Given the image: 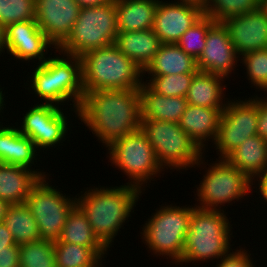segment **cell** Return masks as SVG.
Segmentation results:
<instances>
[{
  "instance_id": "obj_1",
  "label": "cell",
  "mask_w": 267,
  "mask_h": 267,
  "mask_svg": "<svg viewBox=\"0 0 267 267\" xmlns=\"http://www.w3.org/2000/svg\"><path fill=\"white\" fill-rule=\"evenodd\" d=\"M77 119L106 149L117 139L141 129L139 89L86 93Z\"/></svg>"
},
{
  "instance_id": "obj_2",
  "label": "cell",
  "mask_w": 267,
  "mask_h": 267,
  "mask_svg": "<svg viewBox=\"0 0 267 267\" xmlns=\"http://www.w3.org/2000/svg\"><path fill=\"white\" fill-rule=\"evenodd\" d=\"M84 190L75 195L76 204L86 214L95 235L111 251L115 238L132 214H136L134 209L146 192L126 183L106 187L98 185Z\"/></svg>"
},
{
  "instance_id": "obj_3",
  "label": "cell",
  "mask_w": 267,
  "mask_h": 267,
  "mask_svg": "<svg viewBox=\"0 0 267 267\" xmlns=\"http://www.w3.org/2000/svg\"><path fill=\"white\" fill-rule=\"evenodd\" d=\"M226 215L229 216L226 209L222 211L194 207L185 237L183 254L175 266H183L184 263L186 265L192 263L193 266L198 262L201 264L209 261L214 264L213 260L218 261L235 248L233 247L235 244H231L236 237L233 236V224Z\"/></svg>"
},
{
  "instance_id": "obj_4",
  "label": "cell",
  "mask_w": 267,
  "mask_h": 267,
  "mask_svg": "<svg viewBox=\"0 0 267 267\" xmlns=\"http://www.w3.org/2000/svg\"><path fill=\"white\" fill-rule=\"evenodd\" d=\"M84 94L98 90L140 89L143 71L112 44L81 56Z\"/></svg>"
},
{
  "instance_id": "obj_5",
  "label": "cell",
  "mask_w": 267,
  "mask_h": 267,
  "mask_svg": "<svg viewBox=\"0 0 267 267\" xmlns=\"http://www.w3.org/2000/svg\"><path fill=\"white\" fill-rule=\"evenodd\" d=\"M206 157L209 156L203 155L193 167L195 170L198 168H201L200 171L205 170L202 171L203 179L199 185H195L197 189L193 191L196 192L194 197L197 196L195 207L224 211L226 205L228 207L236 201L241 202L245 197L248 200L252 193V181L226 159L216 158V161L208 164Z\"/></svg>"
},
{
  "instance_id": "obj_6",
  "label": "cell",
  "mask_w": 267,
  "mask_h": 267,
  "mask_svg": "<svg viewBox=\"0 0 267 267\" xmlns=\"http://www.w3.org/2000/svg\"><path fill=\"white\" fill-rule=\"evenodd\" d=\"M154 209L141 225L140 239L156 258L171 260L176 264L182 257L185 237L189 229L191 214L195 205L179 206L165 203Z\"/></svg>"
},
{
  "instance_id": "obj_7",
  "label": "cell",
  "mask_w": 267,
  "mask_h": 267,
  "mask_svg": "<svg viewBox=\"0 0 267 267\" xmlns=\"http://www.w3.org/2000/svg\"><path fill=\"white\" fill-rule=\"evenodd\" d=\"M141 130L152 145L158 163L165 172L192 169L205 152L179 126V123L142 119Z\"/></svg>"
},
{
  "instance_id": "obj_8",
  "label": "cell",
  "mask_w": 267,
  "mask_h": 267,
  "mask_svg": "<svg viewBox=\"0 0 267 267\" xmlns=\"http://www.w3.org/2000/svg\"><path fill=\"white\" fill-rule=\"evenodd\" d=\"M106 152L111 166L123 172L126 180L129 179L126 184L136 186L143 192L148 190L147 187L150 189L151 181H157L156 178L161 174L163 177L165 173L141 129L117 139L106 148Z\"/></svg>"
},
{
  "instance_id": "obj_9",
  "label": "cell",
  "mask_w": 267,
  "mask_h": 267,
  "mask_svg": "<svg viewBox=\"0 0 267 267\" xmlns=\"http://www.w3.org/2000/svg\"><path fill=\"white\" fill-rule=\"evenodd\" d=\"M117 33L115 0L101 6L81 8L70 35L57 50L81 57L90 50L114 44Z\"/></svg>"
},
{
  "instance_id": "obj_10",
  "label": "cell",
  "mask_w": 267,
  "mask_h": 267,
  "mask_svg": "<svg viewBox=\"0 0 267 267\" xmlns=\"http://www.w3.org/2000/svg\"><path fill=\"white\" fill-rule=\"evenodd\" d=\"M49 177L51 175L40 179L32 188L25 204L38 224L41 240L56 242L68 214L76 205V196L62 193L61 188L57 189L58 186L50 183L53 179Z\"/></svg>"
},
{
  "instance_id": "obj_11",
  "label": "cell",
  "mask_w": 267,
  "mask_h": 267,
  "mask_svg": "<svg viewBox=\"0 0 267 267\" xmlns=\"http://www.w3.org/2000/svg\"><path fill=\"white\" fill-rule=\"evenodd\" d=\"M28 109L22 113L21 123L15 122L19 131L35 144L39 152H43L45 155L48 153L47 151L54 150V148L57 150L62 148L59 146H62V143L66 142V139H69L73 133L70 131L72 115L71 113L67 114L68 107L62 108L50 103L35 102Z\"/></svg>"
},
{
  "instance_id": "obj_12",
  "label": "cell",
  "mask_w": 267,
  "mask_h": 267,
  "mask_svg": "<svg viewBox=\"0 0 267 267\" xmlns=\"http://www.w3.org/2000/svg\"><path fill=\"white\" fill-rule=\"evenodd\" d=\"M239 98L230 97L221 113L218 134L211 146L217 150L218 159H225L247 138L257 135L258 95Z\"/></svg>"
},
{
  "instance_id": "obj_13",
  "label": "cell",
  "mask_w": 267,
  "mask_h": 267,
  "mask_svg": "<svg viewBox=\"0 0 267 267\" xmlns=\"http://www.w3.org/2000/svg\"><path fill=\"white\" fill-rule=\"evenodd\" d=\"M59 54H57V53ZM51 56V77L54 82V105L69 110L78 118V110L84 97L81 57L64 54L55 49ZM72 102V103H71Z\"/></svg>"
},
{
  "instance_id": "obj_14",
  "label": "cell",
  "mask_w": 267,
  "mask_h": 267,
  "mask_svg": "<svg viewBox=\"0 0 267 267\" xmlns=\"http://www.w3.org/2000/svg\"><path fill=\"white\" fill-rule=\"evenodd\" d=\"M6 53L9 61L41 64L45 62L46 56L56 47L47 39L35 20L11 23L6 26L5 33ZM49 49V50H48ZM11 59V60H10ZM35 59V60H34ZM18 60V61H17Z\"/></svg>"
},
{
  "instance_id": "obj_15",
  "label": "cell",
  "mask_w": 267,
  "mask_h": 267,
  "mask_svg": "<svg viewBox=\"0 0 267 267\" xmlns=\"http://www.w3.org/2000/svg\"><path fill=\"white\" fill-rule=\"evenodd\" d=\"M240 57L229 38L228 30L222 22H215L207 31L205 48L197 59L200 72L218 74L232 78Z\"/></svg>"
},
{
  "instance_id": "obj_16",
  "label": "cell",
  "mask_w": 267,
  "mask_h": 267,
  "mask_svg": "<svg viewBox=\"0 0 267 267\" xmlns=\"http://www.w3.org/2000/svg\"><path fill=\"white\" fill-rule=\"evenodd\" d=\"M80 10L75 0H35V21L57 49L70 35Z\"/></svg>"
},
{
  "instance_id": "obj_17",
  "label": "cell",
  "mask_w": 267,
  "mask_h": 267,
  "mask_svg": "<svg viewBox=\"0 0 267 267\" xmlns=\"http://www.w3.org/2000/svg\"><path fill=\"white\" fill-rule=\"evenodd\" d=\"M203 15V10L196 6L172 0H159L155 10L153 31L162 44H176Z\"/></svg>"
},
{
  "instance_id": "obj_18",
  "label": "cell",
  "mask_w": 267,
  "mask_h": 267,
  "mask_svg": "<svg viewBox=\"0 0 267 267\" xmlns=\"http://www.w3.org/2000/svg\"><path fill=\"white\" fill-rule=\"evenodd\" d=\"M222 23L239 57L267 48V15L260 8L232 16Z\"/></svg>"
},
{
  "instance_id": "obj_19",
  "label": "cell",
  "mask_w": 267,
  "mask_h": 267,
  "mask_svg": "<svg viewBox=\"0 0 267 267\" xmlns=\"http://www.w3.org/2000/svg\"><path fill=\"white\" fill-rule=\"evenodd\" d=\"M224 108H208L188 104L179 126L206 153L218 134L219 121ZM209 142H211L209 144ZM209 144V146H208Z\"/></svg>"
},
{
  "instance_id": "obj_20",
  "label": "cell",
  "mask_w": 267,
  "mask_h": 267,
  "mask_svg": "<svg viewBox=\"0 0 267 267\" xmlns=\"http://www.w3.org/2000/svg\"><path fill=\"white\" fill-rule=\"evenodd\" d=\"M227 80L229 81L218 74L198 71L191 81L186 96L188 104L208 108H225L230 98L226 95V86L229 85L225 84Z\"/></svg>"
},
{
  "instance_id": "obj_21",
  "label": "cell",
  "mask_w": 267,
  "mask_h": 267,
  "mask_svg": "<svg viewBox=\"0 0 267 267\" xmlns=\"http://www.w3.org/2000/svg\"><path fill=\"white\" fill-rule=\"evenodd\" d=\"M41 178L32 169L0 163V198L10 205L24 204Z\"/></svg>"
},
{
  "instance_id": "obj_22",
  "label": "cell",
  "mask_w": 267,
  "mask_h": 267,
  "mask_svg": "<svg viewBox=\"0 0 267 267\" xmlns=\"http://www.w3.org/2000/svg\"><path fill=\"white\" fill-rule=\"evenodd\" d=\"M162 43L153 29L118 32L114 45L142 71L152 61Z\"/></svg>"
},
{
  "instance_id": "obj_23",
  "label": "cell",
  "mask_w": 267,
  "mask_h": 267,
  "mask_svg": "<svg viewBox=\"0 0 267 267\" xmlns=\"http://www.w3.org/2000/svg\"><path fill=\"white\" fill-rule=\"evenodd\" d=\"M141 119L179 123L188 105L186 97H167L154 92L145 82L139 89Z\"/></svg>"
},
{
  "instance_id": "obj_24",
  "label": "cell",
  "mask_w": 267,
  "mask_h": 267,
  "mask_svg": "<svg viewBox=\"0 0 267 267\" xmlns=\"http://www.w3.org/2000/svg\"><path fill=\"white\" fill-rule=\"evenodd\" d=\"M198 71L197 60L186 54L177 44H161L152 61L143 70V78L147 76L196 74Z\"/></svg>"
},
{
  "instance_id": "obj_25",
  "label": "cell",
  "mask_w": 267,
  "mask_h": 267,
  "mask_svg": "<svg viewBox=\"0 0 267 267\" xmlns=\"http://www.w3.org/2000/svg\"><path fill=\"white\" fill-rule=\"evenodd\" d=\"M225 159L253 181L267 170V141L259 135H253Z\"/></svg>"
},
{
  "instance_id": "obj_26",
  "label": "cell",
  "mask_w": 267,
  "mask_h": 267,
  "mask_svg": "<svg viewBox=\"0 0 267 267\" xmlns=\"http://www.w3.org/2000/svg\"><path fill=\"white\" fill-rule=\"evenodd\" d=\"M56 242L90 247L103 260L109 255V249L95 235L86 214L77 204L68 214L59 240Z\"/></svg>"
},
{
  "instance_id": "obj_27",
  "label": "cell",
  "mask_w": 267,
  "mask_h": 267,
  "mask_svg": "<svg viewBox=\"0 0 267 267\" xmlns=\"http://www.w3.org/2000/svg\"><path fill=\"white\" fill-rule=\"evenodd\" d=\"M159 0H115L118 32L153 29Z\"/></svg>"
},
{
  "instance_id": "obj_28",
  "label": "cell",
  "mask_w": 267,
  "mask_h": 267,
  "mask_svg": "<svg viewBox=\"0 0 267 267\" xmlns=\"http://www.w3.org/2000/svg\"><path fill=\"white\" fill-rule=\"evenodd\" d=\"M3 223L17 245L41 240L38 224L25 203L10 205Z\"/></svg>"
},
{
  "instance_id": "obj_29",
  "label": "cell",
  "mask_w": 267,
  "mask_h": 267,
  "mask_svg": "<svg viewBox=\"0 0 267 267\" xmlns=\"http://www.w3.org/2000/svg\"><path fill=\"white\" fill-rule=\"evenodd\" d=\"M57 267H96L104 261L92 248L65 242H54Z\"/></svg>"
},
{
  "instance_id": "obj_30",
  "label": "cell",
  "mask_w": 267,
  "mask_h": 267,
  "mask_svg": "<svg viewBox=\"0 0 267 267\" xmlns=\"http://www.w3.org/2000/svg\"><path fill=\"white\" fill-rule=\"evenodd\" d=\"M53 52L50 51L48 54V59L41 64L31 65L33 68V72L30 70L27 74L28 78H26L25 89L30 92L29 94H34L36 98H38V103H50L54 104V82L53 77H51V57ZM29 79V80H28ZM28 82V83H27Z\"/></svg>"
},
{
  "instance_id": "obj_31",
  "label": "cell",
  "mask_w": 267,
  "mask_h": 267,
  "mask_svg": "<svg viewBox=\"0 0 267 267\" xmlns=\"http://www.w3.org/2000/svg\"><path fill=\"white\" fill-rule=\"evenodd\" d=\"M19 267H57L54 242L38 240L19 245Z\"/></svg>"
},
{
  "instance_id": "obj_32",
  "label": "cell",
  "mask_w": 267,
  "mask_h": 267,
  "mask_svg": "<svg viewBox=\"0 0 267 267\" xmlns=\"http://www.w3.org/2000/svg\"><path fill=\"white\" fill-rule=\"evenodd\" d=\"M39 153L40 152L36 149L35 144L27 136L23 135L19 131V128L16 127V125L14 126L13 123L12 165L32 169L36 171L42 178L48 177L51 174H46L44 170H41V166L37 165L39 169H35L36 164H38L39 161L40 163L42 162L40 159L42 158L41 156H43V154L39 155Z\"/></svg>"
},
{
  "instance_id": "obj_33",
  "label": "cell",
  "mask_w": 267,
  "mask_h": 267,
  "mask_svg": "<svg viewBox=\"0 0 267 267\" xmlns=\"http://www.w3.org/2000/svg\"><path fill=\"white\" fill-rule=\"evenodd\" d=\"M245 68V75L251 88L256 92L264 91L267 95V48L246 53L240 57V64ZM254 86V87H253ZM258 91H257V90Z\"/></svg>"
},
{
  "instance_id": "obj_34",
  "label": "cell",
  "mask_w": 267,
  "mask_h": 267,
  "mask_svg": "<svg viewBox=\"0 0 267 267\" xmlns=\"http://www.w3.org/2000/svg\"><path fill=\"white\" fill-rule=\"evenodd\" d=\"M260 8V0H208L203 14L215 22L242 15Z\"/></svg>"
},
{
  "instance_id": "obj_35",
  "label": "cell",
  "mask_w": 267,
  "mask_h": 267,
  "mask_svg": "<svg viewBox=\"0 0 267 267\" xmlns=\"http://www.w3.org/2000/svg\"><path fill=\"white\" fill-rule=\"evenodd\" d=\"M194 75L195 74L148 76L147 78H143V82L159 95L167 97H186Z\"/></svg>"
},
{
  "instance_id": "obj_36",
  "label": "cell",
  "mask_w": 267,
  "mask_h": 267,
  "mask_svg": "<svg viewBox=\"0 0 267 267\" xmlns=\"http://www.w3.org/2000/svg\"><path fill=\"white\" fill-rule=\"evenodd\" d=\"M214 23L211 17L203 15L180 37L176 44L186 54L197 60L205 48L207 31Z\"/></svg>"
},
{
  "instance_id": "obj_37",
  "label": "cell",
  "mask_w": 267,
  "mask_h": 267,
  "mask_svg": "<svg viewBox=\"0 0 267 267\" xmlns=\"http://www.w3.org/2000/svg\"><path fill=\"white\" fill-rule=\"evenodd\" d=\"M35 20V0H0V23Z\"/></svg>"
},
{
  "instance_id": "obj_38",
  "label": "cell",
  "mask_w": 267,
  "mask_h": 267,
  "mask_svg": "<svg viewBox=\"0 0 267 267\" xmlns=\"http://www.w3.org/2000/svg\"><path fill=\"white\" fill-rule=\"evenodd\" d=\"M245 248V246L241 247L239 245L236 249H232L227 255L221 257L220 260L215 261L216 267H257L253 260V253H250Z\"/></svg>"
},
{
  "instance_id": "obj_39",
  "label": "cell",
  "mask_w": 267,
  "mask_h": 267,
  "mask_svg": "<svg viewBox=\"0 0 267 267\" xmlns=\"http://www.w3.org/2000/svg\"><path fill=\"white\" fill-rule=\"evenodd\" d=\"M8 124L0 127V163L12 165L13 124Z\"/></svg>"
},
{
  "instance_id": "obj_40",
  "label": "cell",
  "mask_w": 267,
  "mask_h": 267,
  "mask_svg": "<svg viewBox=\"0 0 267 267\" xmlns=\"http://www.w3.org/2000/svg\"><path fill=\"white\" fill-rule=\"evenodd\" d=\"M257 135L267 141V95H258Z\"/></svg>"
},
{
  "instance_id": "obj_41",
  "label": "cell",
  "mask_w": 267,
  "mask_h": 267,
  "mask_svg": "<svg viewBox=\"0 0 267 267\" xmlns=\"http://www.w3.org/2000/svg\"><path fill=\"white\" fill-rule=\"evenodd\" d=\"M0 267H19V246H8V251H0Z\"/></svg>"
},
{
  "instance_id": "obj_42",
  "label": "cell",
  "mask_w": 267,
  "mask_h": 267,
  "mask_svg": "<svg viewBox=\"0 0 267 267\" xmlns=\"http://www.w3.org/2000/svg\"><path fill=\"white\" fill-rule=\"evenodd\" d=\"M254 189V190H253ZM258 191V192H257ZM256 192L258 195H260L258 198H260L258 201L262 202L263 205L267 203V170L264 174H261L257 176L252 181V193ZM263 199V200H262ZM261 200V201H260ZM267 205V204H266Z\"/></svg>"
},
{
  "instance_id": "obj_43",
  "label": "cell",
  "mask_w": 267,
  "mask_h": 267,
  "mask_svg": "<svg viewBox=\"0 0 267 267\" xmlns=\"http://www.w3.org/2000/svg\"><path fill=\"white\" fill-rule=\"evenodd\" d=\"M8 246H19L15 243L6 225L0 223V251H8Z\"/></svg>"
},
{
  "instance_id": "obj_44",
  "label": "cell",
  "mask_w": 267,
  "mask_h": 267,
  "mask_svg": "<svg viewBox=\"0 0 267 267\" xmlns=\"http://www.w3.org/2000/svg\"><path fill=\"white\" fill-rule=\"evenodd\" d=\"M81 8L96 7L107 4L111 0H75Z\"/></svg>"
},
{
  "instance_id": "obj_45",
  "label": "cell",
  "mask_w": 267,
  "mask_h": 267,
  "mask_svg": "<svg viewBox=\"0 0 267 267\" xmlns=\"http://www.w3.org/2000/svg\"><path fill=\"white\" fill-rule=\"evenodd\" d=\"M173 2H178L182 4H190L204 11V9L207 6L208 0H174Z\"/></svg>"
},
{
  "instance_id": "obj_46",
  "label": "cell",
  "mask_w": 267,
  "mask_h": 267,
  "mask_svg": "<svg viewBox=\"0 0 267 267\" xmlns=\"http://www.w3.org/2000/svg\"><path fill=\"white\" fill-rule=\"evenodd\" d=\"M5 33L6 27L0 23V56L4 58L6 51V43H5ZM3 53V54H2Z\"/></svg>"
},
{
  "instance_id": "obj_47",
  "label": "cell",
  "mask_w": 267,
  "mask_h": 267,
  "mask_svg": "<svg viewBox=\"0 0 267 267\" xmlns=\"http://www.w3.org/2000/svg\"><path fill=\"white\" fill-rule=\"evenodd\" d=\"M9 206L10 204L7 201L2 200L0 198V223L4 221V218L6 216V212Z\"/></svg>"
},
{
  "instance_id": "obj_48",
  "label": "cell",
  "mask_w": 267,
  "mask_h": 267,
  "mask_svg": "<svg viewBox=\"0 0 267 267\" xmlns=\"http://www.w3.org/2000/svg\"><path fill=\"white\" fill-rule=\"evenodd\" d=\"M2 86L0 85V115H2V114H4V110L3 109H6V104H5V102L7 101L6 99H5V90H4V88L5 87H2ZM3 90H4V93H3ZM5 100V101H4ZM2 113V114H1Z\"/></svg>"
},
{
  "instance_id": "obj_49",
  "label": "cell",
  "mask_w": 267,
  "mask_h": 267,
  "mask_svg": "<svg viewBox=\"0 0 267 267\" xmlns=\"http://www.w3.org/2000/svg\"><path fill=\"white\" fill-rule=\"evenodd\" d=\"M260 9L267 15V0H260Z\"/></svg>"
},
{
  "instance_id": "obj_50",
  "label": "cell",
  "mask_w": 267,
  "mask_h": 267,
  "mask_svg": "<svg viewBox=\"0 0 267 267\" xmlns=\"http://www.w3.org/2000/svg\"><path fill=\"white\" fill-rule=\"evenodd\" d=\"M104 261H105V262H104L105 264H103V263H102L103 261H101L96 267H105L104 265H107V264H106V259H105Z\"/></svg>"
},
{
  "instance_id": "obj_51",
  "label": "cell",
  "mask_w": 267,
  "mask_h": 267,
  "mask_svg": "<svg viewBox=\"0 0 267 267\" xmlns=\"http://www.w3.org/2000/svg\"><path fill=\"white\" fill-rule=\"evenodd\" d=\"M1 117L0 118H2L1 120L2 121H5V120H3V117H5L4 115L2 116V115H0ZM2 121H0V127L3 125V122Z\"/></svg>"
}]
</instances>
